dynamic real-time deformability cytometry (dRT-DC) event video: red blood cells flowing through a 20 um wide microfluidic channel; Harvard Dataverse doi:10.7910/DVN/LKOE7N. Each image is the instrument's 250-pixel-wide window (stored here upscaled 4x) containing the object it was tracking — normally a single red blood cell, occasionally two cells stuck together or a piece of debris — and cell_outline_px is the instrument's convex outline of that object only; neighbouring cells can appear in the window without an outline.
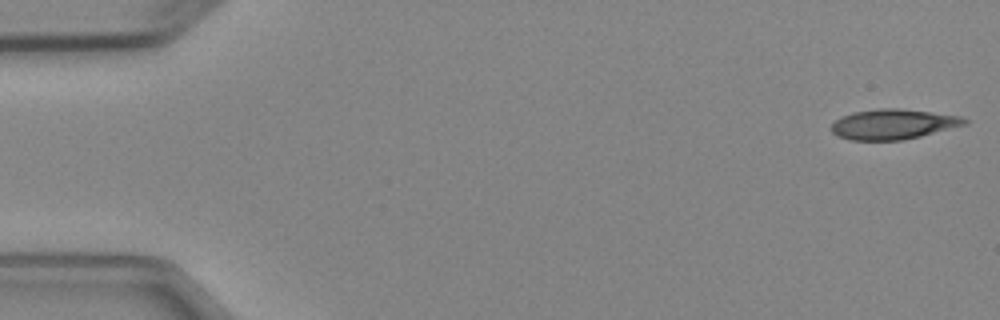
{"species": "Egyptian fruit bat (a non-hibernating species)", "species_latin": "Rousettus aegyptiacus", "temperature_condition": "cold", "stored_images_in_passage": 6, "camera_frame_rate_fps": 3000, "um_per_image_px": 0.085, "animal": {"sex": "female"}, "frame": {"image": 1, "passage_image": 1, "time_ms": 0.0, "image_size_px": [1000, 320], "cell_outline_px": [[968, 124], [920, 136], [900, 140], [848, 140], [836, 136], [828, 128], [836, 120], [852, 112], [880, 108], [900, 108], [960, 116], [968, 120]], "centroid_in_image_um": [75.88, 10.56], "position_along_channel_um": 9.1, "area_um2": 23.41}}
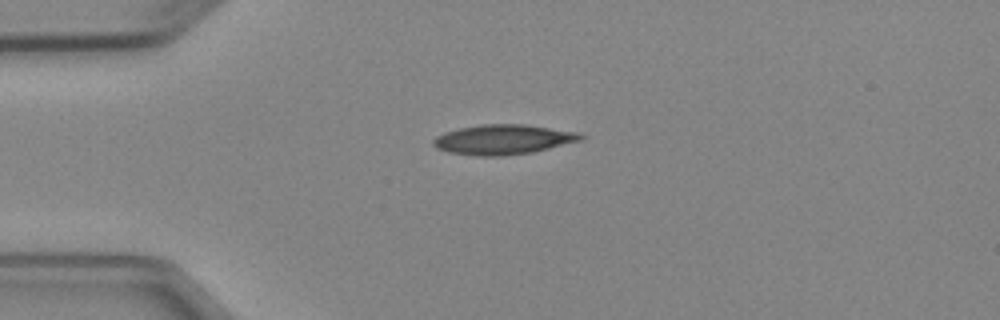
{"frame": {"image": 2, "passage_image": 4, "time_ms": 3.667, "image_size_px": [1000, 320], "cell_outline_px": [[588, 136], [584, 140], [532, 152], [500, 156], [476, 156], [448, 152], [436, 148], [432, 144], [432, 140], [436, 136], [444, 132], [460, 128], [480, 124], [524, 124], [580, 132]], "centroid_in_image_um": [42.8, 11.85], "position_along_channel_um": 42.2, "area_um2": 25.95}}
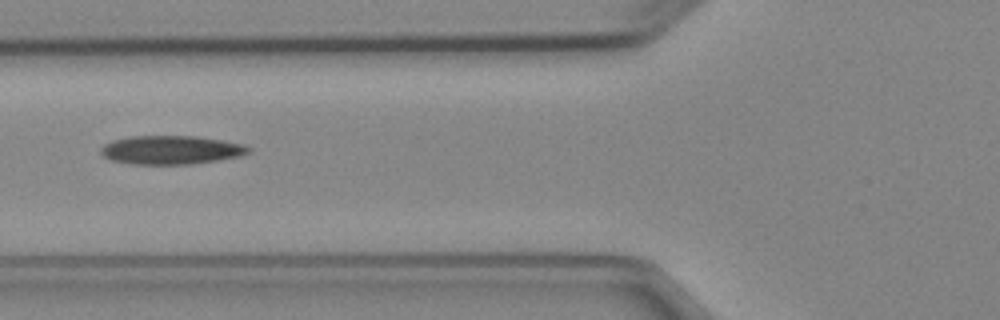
{"frame": {"image": 3, "passage_image": 6, "time_ms": 6.0, "image_size_px": [1000, 320], "cell_outline_px": [[252, 152], [240, 156], [220, 160], [192, 164], [132, 164], [112, 160], [104, 156], [100, 152], [100, 148], [104, 144], [112, 140], [128, 136], [196, 136], [224, 140], [244, 144], [252, 148]], "centroid_in_image_um": [14.58, 12.74], "position_along_channel_um": 111.2, "area_um2": 24.97}}